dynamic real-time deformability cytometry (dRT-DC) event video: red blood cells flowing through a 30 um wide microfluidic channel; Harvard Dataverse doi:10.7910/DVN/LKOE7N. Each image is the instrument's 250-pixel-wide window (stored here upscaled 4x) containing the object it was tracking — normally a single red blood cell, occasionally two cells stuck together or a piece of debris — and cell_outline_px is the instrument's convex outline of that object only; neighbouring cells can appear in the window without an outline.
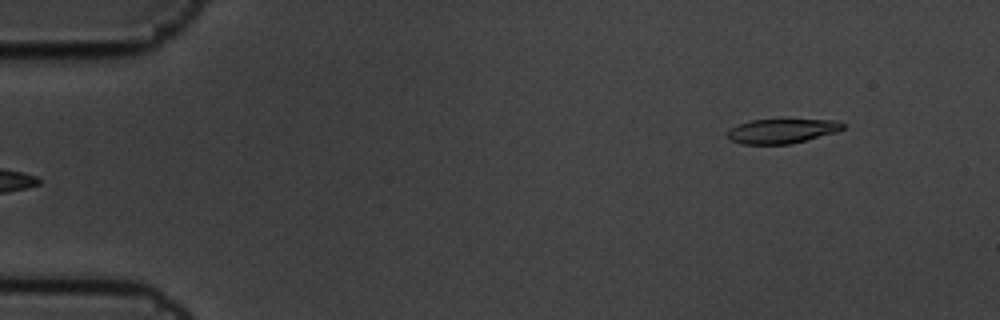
{"species": "common noctule bat (a hibernating species)", "species_latin": "Nyctalus noctula", "temperature_condition": "cold", "stored_images_in_passage": 5, "camera_frame_rate_fps": 3000, "um_per_image_px": 0.085, "animal": {"sex": "male", "body_mass_g": 19.5, "forearm_length_mm": 54.6}, "frame": {"image": 1, "passage_image": 5, "time_ms": 1.333, "image_size_px": [1000, 320], "cell_outline_px": [[844, 128], [836, 132], [792, 144], [740, 144], [728, 140], [728, 132], [732, 128], [740, 124], [752, 120], [836, 120], [844, 124]], "centroid_in_image_um": [66.46, 11.15], "position_along_channel_um": 18.5, "area_um2": 16.3}}